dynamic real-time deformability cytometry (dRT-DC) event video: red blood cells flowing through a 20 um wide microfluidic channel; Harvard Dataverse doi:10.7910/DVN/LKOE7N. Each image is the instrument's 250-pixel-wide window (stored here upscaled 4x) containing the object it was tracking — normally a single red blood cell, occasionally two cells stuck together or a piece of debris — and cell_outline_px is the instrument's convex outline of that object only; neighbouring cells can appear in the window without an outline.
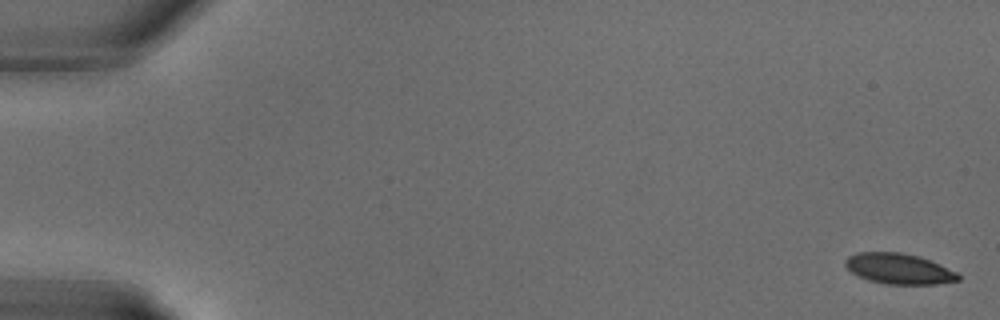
{"species": "common noctule bat (a hibernating species)", "species_latin": "Nyctalus noctula", "temperature_condition": "warm", "stored_images_in_passage": 30, "camera_frame_rate_fps": 3000, "um_per_image_px": 0.085, "animal": {"sex": "male", "body_mass_g": 18.8}, "frame": {"image": 1, "passage_image": 1, "time_ms": 0.0, "image_size_px": [1000, 320], "cell_outline_px": [[960, 280], [936, 284], [888, 284], [868, 280], [852, 272], [844, 264], [844, 260], [848, 256], [856, 252], [904, 252], [920, 256], [940, 264], [956, 272], [960, 276]], "centroid_in_image_um": [76.41, 22.83], "position_along_channel_um": 8.6, "area_um2": 20.17}}
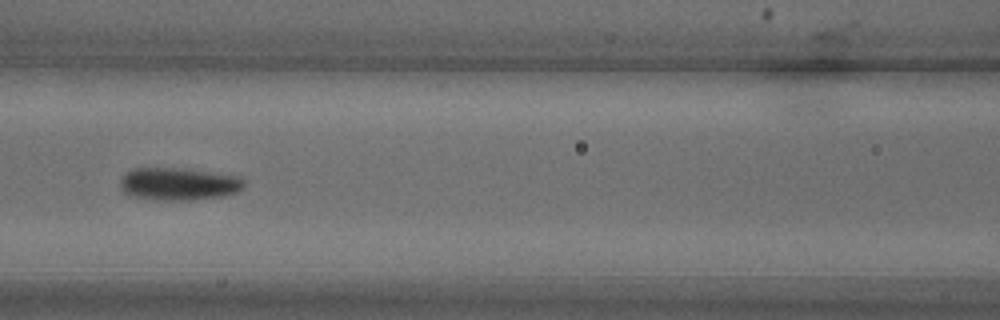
{"frame": {"image": 2, "passage_image": 14, "time_ms": 4.333, "image_size_px": [1000, 320], "cell_outline_px": [[244, 188], [240, 192], [224, 196], [192, 200], [156, 200], [128, 196], [124, 192], [120, 184], [120, 180], [132, 168], [188, 168], [240, 176], [244, 180]], "centroid_in_image_um": [15.23, 15.64], "position_along_channel_um": 151.4, "area_um2": 23.99}}
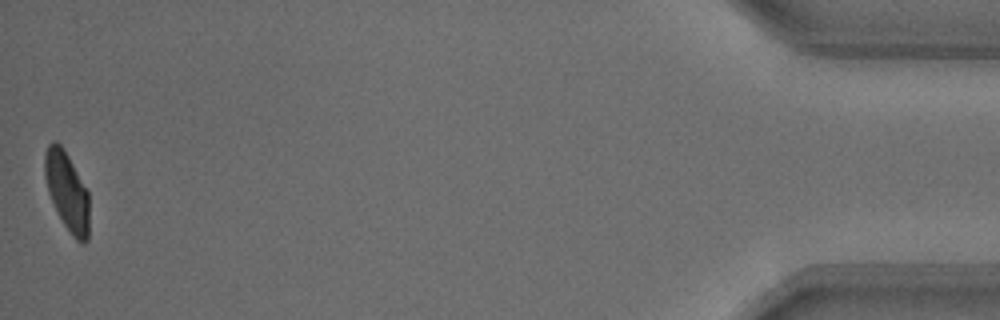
{"frame": {"image": 3, "passage_image": 30, "time_ms": 9.667, "image_size_px": [1000, 320], "cell_outline_px": [[88, 240], [84, 244], [80, 244], [72, 236], [64, 224], [48, 192], [44, 176], [44, 152], [48, 144], [52, 140], [56, 140], [60, 144], [68, 156], [88, 192]], "centroid_in_image_um": [5.68, 16.25], "position_along_channel_um": 429.5, "area_um2": 20.23}}